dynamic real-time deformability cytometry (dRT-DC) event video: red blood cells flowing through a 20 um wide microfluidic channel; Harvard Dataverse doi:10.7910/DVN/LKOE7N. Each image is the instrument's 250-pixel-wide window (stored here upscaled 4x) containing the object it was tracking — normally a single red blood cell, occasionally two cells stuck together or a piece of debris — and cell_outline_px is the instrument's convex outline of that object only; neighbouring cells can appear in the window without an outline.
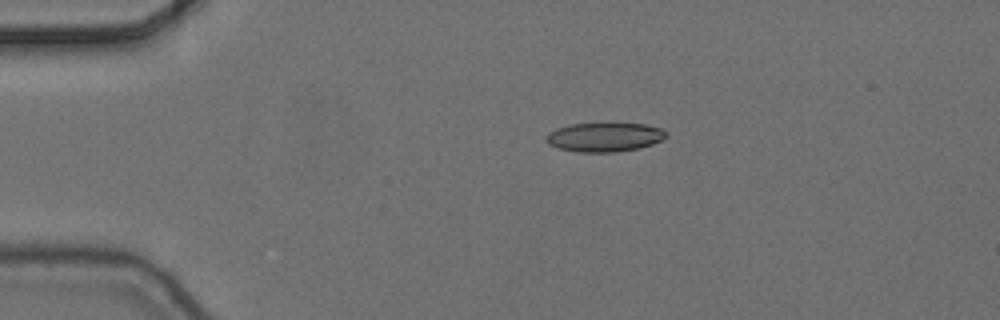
{"species": "common noctule bat (a hibernating species)", "species_latin": "Nyctalus noctula", "temperature_condition": "cold", "stored_images_in_passage": 6, "camera_frame_rate_fps": 3000, "um_per_image_px": 0.085, "animal": {"sex": "female", "body_mass_g": 24.6, "forearm_length_mm": 56.2}, "frame": {"image": 1, "passage_image": 1, "time_ms": 0.0, "image_size_px": [1000, 320], "cell_outline_px": [[668, 136], [652, 144], [640, 148], [616, 152], [576, 152], [560, 148], [548, 144], [544, 140], [544, 136], [548, 132], [556, 128], [572, 124], [604, 120], [608, 120], [644, 124], [660, 128], [668, 132]], "centroid_in_image_um": [51.37, 11.6], "position_along_channel_um": 33.6, "area_um2": 21.44}}
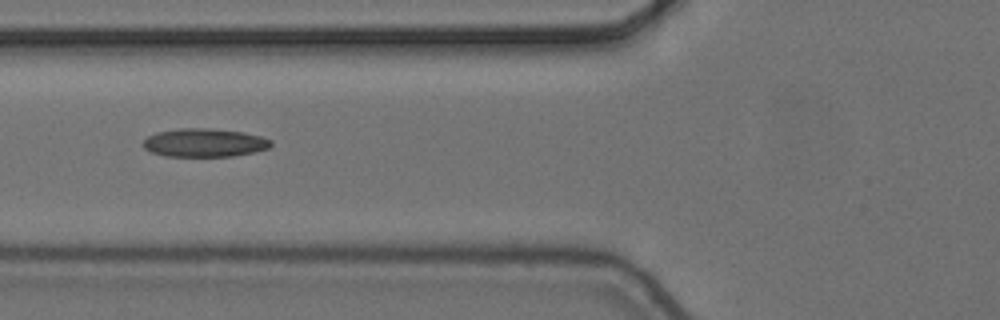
{"frame": {"image": 2, "passage_image": 4, "time_ms": 1.0, "image_size_px": [1000, 320], "cell_outline_px": [[272, 144], [268, 148], [252, 152], [232, 156], [164, 156], [152, 152], [144, 148], [144, 140], [148, 136], [156, 132], [180, 128], [204, 128], [244, 132], [260, 136], [272, 140]], "centroid_in_image_um": [17.37, 12.13], "position_along_channel_um": 108.4, "area_um2": 20.98}}
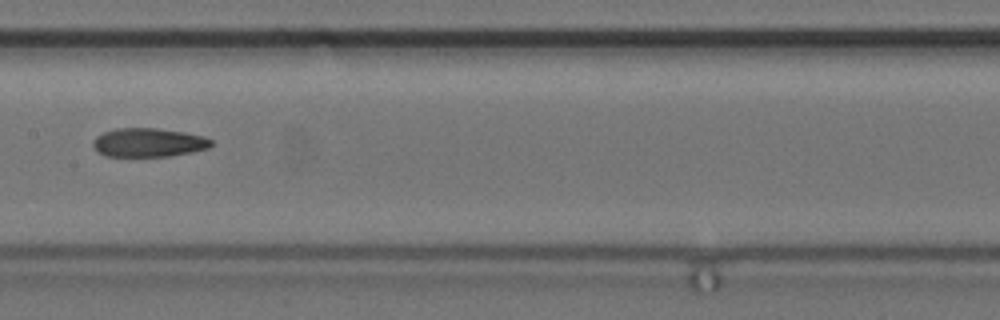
{"frame": {"image": 3, "passage_image": 6, "time_ms": 1.667, "image_size_px": [1000, 320], "cell_outline_px": [[212, 144], [208, 148], [192, 152], [168, 156], [104, 156], [92, 144], [92, 140], [96, 136], [104, 132], [116, 128], [156, 128], [184, 132], [204, 136], [212, 140]], "centroid_in_image_um": [12.62, 12.11], "position_along_channel_um": 194.8, "area_um2": 19.77}}